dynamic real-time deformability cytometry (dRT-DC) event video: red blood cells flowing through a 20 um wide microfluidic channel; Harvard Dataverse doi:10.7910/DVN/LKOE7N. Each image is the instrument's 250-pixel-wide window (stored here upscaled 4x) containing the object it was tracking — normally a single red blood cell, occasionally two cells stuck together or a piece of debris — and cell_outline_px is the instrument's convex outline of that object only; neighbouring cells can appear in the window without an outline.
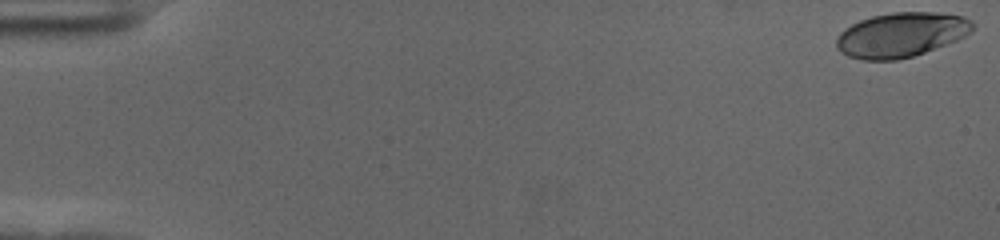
{"species": "human", "species_latin": "Homo sapiens", "temperature_condition": "cold", "stored_images_in_passage": 57, "camera_frame_rate_fps": 3000, "um_per_image_px": 0.085, "donor": {"sex": "female"}, "frame": {"image": 1, "passage_image": 1, "time_ms": 0.0, "image_size_px": [1000, 240], "cell_outline_px": [[976, 28], [972, 32], [956, 40], [924, 52], [912, 56], [896, 60], [864, 60], [848, 56], [840, 52], [836, 48], [836, 40], [840, 32], [844, 28], [860, 20], [872, 16], [892, 12], [932, 12], [964, 16], [972, 20]], "centroid_in_image_um": [76.6, 2.95], "position_along_channel_um": 8.4, "area_um2": 35.49}}
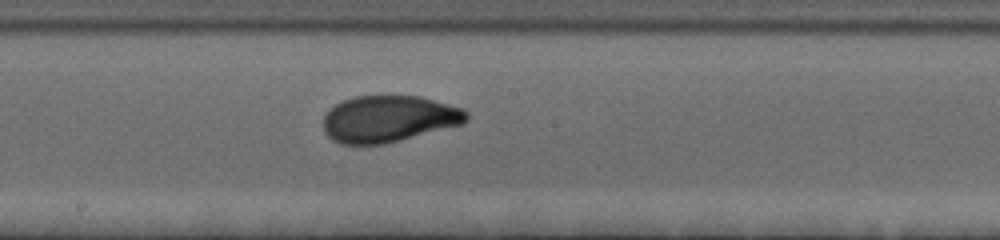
{"frame": {"image": 2, "passage_image": 32, "time_ms": 10.333, "image_size_px": [1000, 240], "cell_outline_px": [[468, 120], [464, 124], [384, 144], [340, 144], [332, 140], [324, 132], [324, 116], [336, 104], [344, 100], [356, 96], [420, 96], [464, 108], [468, 112]], "centroid_in_image_um": [33.08, 10.1], "position_along_channel_um": 215.1, "area_um2": 38.9}}
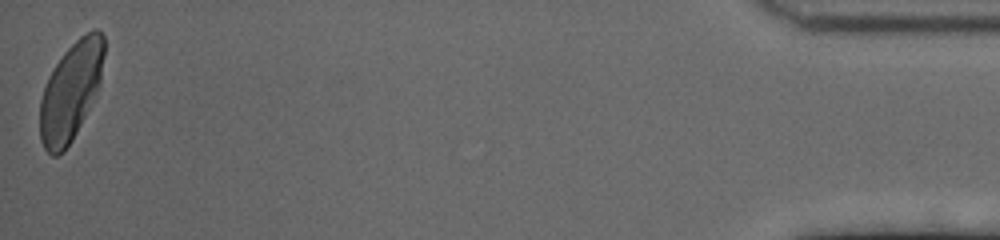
{"frame": {"image": 3, "passage_image": 57, "time_ms": 18.667, "image_size_px": [1000, 240], "cell_outline_px": [[104, 56], [100, 84], [72, 140], [64, 152], [56, 156], [52, 156], [44, 148], [40, 140], [40, 100], [48, 76], [64, 52], [80, 36], [92, 28], [96, 28], [104, 36]], "centroid_in_image_um": [6.01, 7.75], "position_along_channel_um": 429.2, "area_um2": 36.47}, "authors_computed_cell_mechanics": {"area_um2": 37.6278, "velocity_mm_per_s": 3.5933, "shape_relaxation_time_tau1_ms": 3.9852, "shape_relaxation_time_tau2_ms": null, "deformation_change_tau1": 0.1674, "deformation_change_tau2": null}}